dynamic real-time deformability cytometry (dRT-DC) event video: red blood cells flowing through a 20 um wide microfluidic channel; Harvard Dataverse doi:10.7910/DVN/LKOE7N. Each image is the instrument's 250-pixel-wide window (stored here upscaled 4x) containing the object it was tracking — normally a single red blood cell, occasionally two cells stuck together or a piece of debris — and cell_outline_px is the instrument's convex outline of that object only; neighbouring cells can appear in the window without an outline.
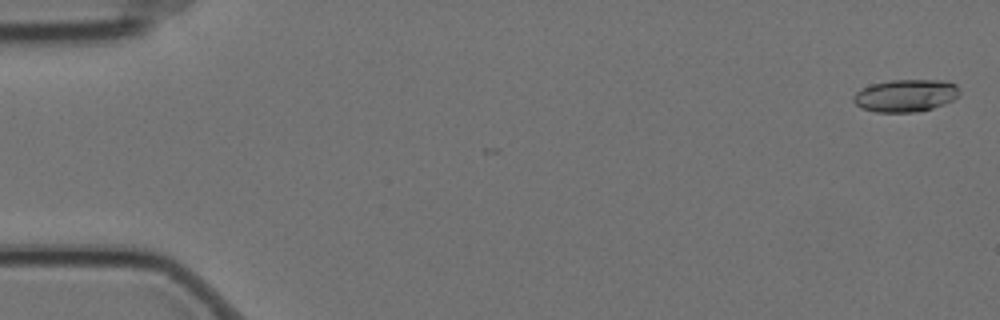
{"species": "Egyptian fruit bat (a non-hibernating species)", "species_latin": "Rousettus aegyptiacus", "temperature_condition": "cold", "stored_images_in_passage": 6, "camera_frame_rate_fps": 3000, "um_per_image_px": 0.085, "animal": {"sex": "female"}, "frame": {"image": 1, "passage_image": 1, "time_ms": 0.0, "image_size_px": [1000, 320], "cell_outline_px": [[960, 96], [944, 104], [932, 108], [916, 112], [876, 112], [860, 108], [852, 100], [852, 96], [860, 88], [872, 84], [892, 80], [944, 80], [956, 84], [960, 92]], "centroid_in_image_um": [76.97, 8.12], "position_along_channel_um": 8.0, "area_um2": 20.23}}
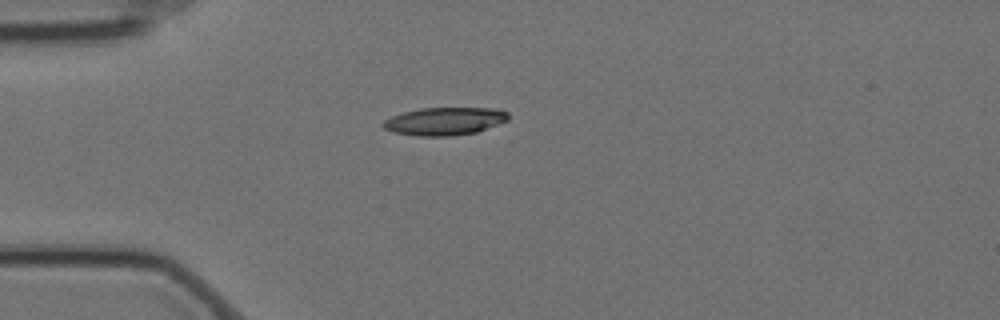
{"frame": {"image": 2, "passage_image": 5, "time_ms": 1.333, "image_size_px": [1000, 320], "cell_outline_px": [[508, 120], [476, 132], [452, 136], [416, 136], [392, 132], [384, 128], [380, 124], [384, 120], [392, 116], [404, 112], [420, 108], [496, 108], [508, 112]], "centroid_in_image_um": [37.76, 10.3], "position_along_channel_um": 47.2, "area_um2": 20.35}}
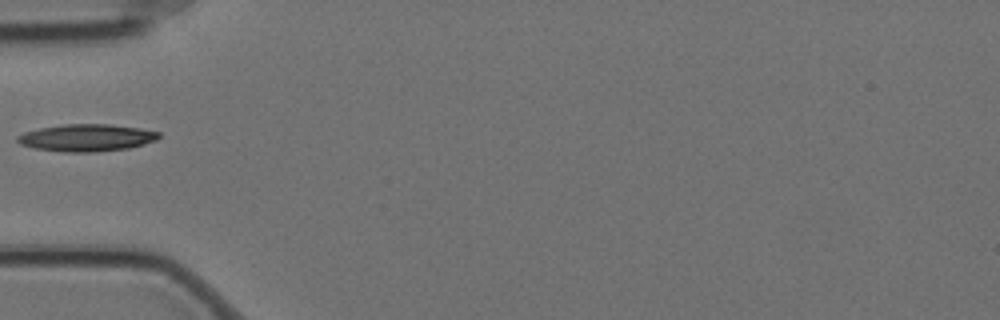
{"frame": {"image": 3, "passage_image": 6, "time_ms": 1.667, "image_size_px": [1000, 320], "cell_outline_px": [[160, 136], [156, 140], [144, 144], [128, 148], [92, 152], [64, 152], [36, 148], [20, 144], [16, 140], [16, 136], [24, 132], [40, 128], [64, 124], [108, 124], [140, 128], [160, 132]], "centroid_in_image_um": [7.36, 11.7], "position_along_channel_um": 77.6, "area_um2": 22.31}}